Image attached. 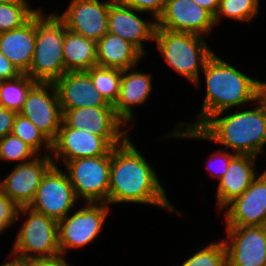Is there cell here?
Instances as JSON below:
<instances>
[{
  "label": "cell",
  "instance_id": "cell-1",
  "mask_svg": "<svg viewBox=\"0 0 266 266\" xmlns=\"http://www.w3.org/2000/svg\"><path fill=\"white\" fill-rule=\"evenodd\" d=\"M255 105V106H254ZM245 108V109H244ZM242 107L209 117L198 129L178 126L166 132L165 139H197L220 144L238 155L258 157L266 146V105L259 98L253 108Z\"/></svg>",
  "mask_w": 266,
  "mask_h": 266
},
{
  "label": "cell",
  "instance_id": "cell-2",
  "mask_svg": "<svg viewBox=\"0 0 266 266\" xmlns=\"http://www.w3.org/2000/svg\"><path fill=\"white\" fill-rule=\"evenodd\" d=\"M132 142L129 136L111 150L108 205H152L180 216L182 213L167 198L152 162Z\"/></svg>",
  "mask_w": 266,
  "mask_h": 266
},
{
  "label": "cell",
  "instance_id": "cell-3",
  "mask_svg": "<svg viewBox=\"0 0 266 266\" xmlns=\"http://www.w3.org/2000/svg\"><path fill=\"white\" fill-rule=\"evenodd\" d=\"M214 53L206 62L203 73L205 77L206 94L199 113L190 123L177 122L178 126L198 129L214 114L234 108L250 105L260 95V80L249 77L243 71ZM248 104V105H247Z\"/></svg>",
  "mask_w": 266,
  "mask_h": 266
},
{
  "label": "cell",
  "instance_id": "cell-4",
  "mask_svg": "<svg viewBox=\"0 0 266 266\" xmlns=\"http://www.w3.org/2000/svg\"><path fill=\"white\" fill-rule=\"evenodd\" d=\"M206 39L192 33L156 28L154 43L169 68L180 77H186L199 90L200 71L215 53Z\"/></svg>",
  "mask_w": 266,
  "mask_h": 266
},
{
  "label": "cell",
  "instance_id": "cell-5",
  "mask_svg": "<svg viewBox=\"0 0 266 266\" xmlns=\"http://www.w3.org/2000/svg\"><path fill=\"white\" fill-rule=\"evenodd\" d=\"M36 13V42L27 75L35 82L55 83L66 73L63 55L65 23L55 12Z\"/></svg>",
  "mask_w": 266,
  "mask_h": 266
},
{
  "label": "cell",
  "instance_id": "cell-6",
  "mask_svg": "<svg viewBox=\"0 0 266 266\" xmlns=\"http://www.w3.org/2000/svg\"><path fill=\"white\" fill-rule=\"evenodd\" d=\"M24 215V216H23ZM10 250V255L30 259H50L60 256L58 221L28 206L20 207L17 221L23 219Z\"/></svg>",
  "mask_w": 266,
  "mask_h": 266
},
{
  "label": "cell",
  "instance_id": "cell-7",
  "mask_svg": "<svg viewBox=\"0 0 266 266\" xmlns=\"http://www.w3.org/2000/svg\"><path fill=\"white\" fill-rule=\"evenodd\" d=\"M84 205L77 206L78 209L73 213L70 212L58 221V246L64 257L70 249H81L93 243L102 233L112 210L107 203Z\"/></svg>",
  "mask_w": 266,
  "mask_h": 266
},
{
  "label": "cell",
  "instance_id": "cell-8",
  "mask_svg": "<svg viewBox=\"0 0 266 266\" xmlns=\"http://www.w3.org/2000/svg\"><path fill=\"white\" fill-rule=\"evenodd\" d=\"M111 151L104 156L77 158L62 167L83 203H107L110 183Z\"/></svg>",
  "mask_w": 266,
  "mask_h": 266
},
{
  "label": "cell",
  "instance_id": "cell-9",
  "mask_svg": "<svg viewBox=\"0 0 266 266\" xmlns=\"http://www.w3.org/2000/svg\"><path fill=\"white\" fill-rule=\"evenodd\" d=\"M53 165L42 177L28 207L57 221L76 208L79 202L67 173Z\"/></svg>",
  "mask_w": 266,
  "mask_h": 266
},
{
  "label": "cell",
  "instance_id": "cell-10",
  "mask_svg": "<svg viewBox=\"0 0 266 266\" xmlns=\"http://www.w3.org/2000/svg\"><path fill=\"white\" fill-rule=\"evenodd\" d=\"M62 121L71 128L105 138L113 147L121 145L131 134L116 115L114 107H81L62 110Z\"/></svg>",
  "mask_w": 266,
  "mask_h": 266
},
{
  "label": "cell",
  "instance_id": "cell-11",
  "mask_svg": "<svg viewBox=\"0 0 266 266\" xmlns=\"http://www.w3.org/2000/svg\"><path fill=\"white\" fill-rule=\"evenodd\" d=\"M19 113L28 118L53 142L63 117L55 84L36 82L27 93Z\"/></svg>",
  "mask_w": 266,
  "mask_h": 266
},
{
  "label": "cell",
  "instance_id": "cell-12",
  "mask_svg": "<svg viewBox=\"0 0 266 266\" xmlns=\"http://www.w3.org/2000/svg\"><path fill=\"white\" fill-rule=\"evenodd\" d=\"M227 266H263L266 263L265 226H226Z\"/></svg>",
  "mask_w": 266,
  "mask_h": 266
},
{
  "label": "cell",
  "instance_id": "cell-13",
  "mask_svg": "<svg viewBox=\"0 0 266 266\" xmlns=\"http://www.w3.org/2000/svg\"><path fill=\"white\" fill-rule=\"evenodd\" d=\"M111 4L112 0H70L61 14L54 12L68 30L97 42L107 33Z\"/></svg>",
  "mask_w": 266,
  "mask_h": 266
},
{
  "label": "cell",
  "instance_id": "cell-14",
  "mask_svg": "<svg viewBox=\"0 0 266 266\" xmlns=\"http://www.w3.org/2000/svg\"><path fill=\"white\" fill-rule=\"evenodd\" d=\"M114 147L103 137L93 135L83 129L68 127L63 121L56 139L52 142L51 158L60 167L77 158L104 156Z\"/></svg>",
  "mask_w": 266,
  "mask_h": 266
},
{
  "label": "cell",
  "instance_id": "cell-15",
  "mask_svg": "<svg viewBox=\"0 0 266 266\" xmlns=\"http://www.w3.org/2000/svg\"><path fill=\"white\" fill-rule=\"evenodd\" d=\"M14 168L0 179V190L19 207L29 206L33 201L42 177L54 165L51 155H38L36 158Z\"/></svg>",
  "mask_w": 266,
  "mask_h": 266
},
{
  "label": "cell",
  "instance_id": "cell-16",
  "mask_svg": "<svg viewBox=\"0 0 266 266\" xmlns=\"http://www.w3.org/2000/svg\"><path fill=\"white\" fill-rule=\"evenodd\" d=\"M141 14L148 13L131 8L120 0H112L107 32L130 42L146 57L144 42L154 43L157 20L152 17L151 20L143 19Z\"/></svg>",
  "mask_w": 266,
  "mask_h": 266
},
{
  "label": "cell",
  "instance_id": "cell-17",
  "mask_svg": "<svg viewBox=\"0 0 266 266\" xmlns=\"http://www.w3.org/2000/svg\"><path fill=\"white\" fill-rule=\"evenodd\" d=\"M216 27L214 16L193 0H167L157 27L209 37Z\"/></svg>",
  "mask_w": 266,
  "mask_h": 266
},
{
  "label": "cell",
  "instance_id": "cell-18",
  "mask_svg": "<svg viewBox=\"0 0 266 266\" xmlns=\"http://www.w3.org/2000/svg\"><path fill=\"white\" fill-rule=\"evenodd\" d=\"M225 209V211H224ZM226 226L266 225V169L222 210Z\"/></svg>",
  "mask_w": 266,
  "mask_h": 266
},
{
  "label": "cell",
  "instance_id": "cell-19",
  "mask_svg": "<svg viewBox=\"0 0 266 266\" xmlns=\"http://www.w3.org/2000/svg\"><path fill=\"white\" fill-rule=\"evenodd\" d=\"M137 66L122 70L119 96L113 105L116 115L130 128L135 124L134 108L143 106L153 93L151 73L137 70Z\"/></svg>",
  "mask_w": 266,
  "mask_h": 266
},
{
  "label": "cell",
  "instance_id": "cell-20",
  "mask_svg": "<svg viewBox=\"0 0 266 266\" xmlns=\"http://www.w3.org/2000/svg\"><path fill=\"white\" fill-rule=\"evenodd\" d=\"M54 84L61 110L81 107H113L94 87L86 71L66 72Z\"/></svg>",
  "mask_w": 266,
  "mask_h": 266
},
{
  "label": "cell",
  "instance_id": "cell-21",
  "mask_svg": "<svg viewBox=\"0 0 266 266\" xmlns=\"http://www.w3.org/2000/svg\"><path fill=\"white\" fill-rule=\"evenodd\" d=\"M259 157L251 155H236L217 183L215 202L221 212L223 208L234 198L240 196L259 175L256 161Z\"/></svg>",
  "mask_w": 266,
  "mask_h": 266
},
{
  "label": "cell",
  "instance_id": "cell-22",
  "mask_svg": "<svg viewBox=\"0 0 266 266\" xmlns=\"http://www.w3.org/2000/svg\"><path fill=\"white\" fill-rule=\"evenodd\" d=\"M36 42V14L22 27L0 33V51L21 74H27Z\"/></svg>",
  "mask_w": 266,
  "mask_h": 266
},
{
  "label": "cell",
  "instance_id": "cell-23",
  "mask_svg": "<svg viewBox=\"0 0 266 266\" xmlns=\"http://www.w3.org/2000/svg\"><path fill=\"white\" fill-rule=\"evenodd\" d=\"M96 55L97 65L120 70L138 66L144 57L130 42L108 32L97 41Z\"/></svg>",
  "mask_w": 266,
  "mask_h": 266
},
{
  "label": "cell",
  "instance_id": "cell-24",
  "mask_svg": "<svg viewBox=\"0 0 266 266\" xmlns=\"http://www.w3.org/2000/svg\"><path fill=\"white\" fill-rule=\"evenodd\" d=\"M96 48V41L66 28L63 42L65 71H87L97 65Z\"/></svg>",
  "mask_w": 266,
  "mask_h": 266
},
{
  "label": "cell",
  "instance_id": "cell-25",
  "mask_svg": "<svg viewBox=\"0 0 266 266\" xmlns=\"http://www.w3.org/2000/svg\"><path fill=\"white\" fill-rule=\"evenodd\" d=\"M27 0H7L0 3V33L22 27L41 7H31Z\"/></svg>",
  "mask_w": 266,
  "mask_h": 266
},
{
  "label": "cell",
  "instance_id": "cell-26",
  "mask_svg": "<svg viewBox=\"0 0 266 266\" xmlns=\"http://www.w3.org/2000/svg\"><path fill=\"white\" fill-rule=\"evenodd\" d=\"M35 83L27 74L3 80L0 88V106L19 113L27 93Z\"/></svg>",
  "mask_w": 266,
  "mask_h": 266
},
{
  "label": "cell",
  "instance_id": "cell-27",
  "mask_svg": "<svg viewBox=\"0 0 266 266\" xmlns=\"http://www.w3.org/2000/svg\"><path fill=\"white\" fill-rule=\"evenodd\" d=\"M260 0H220L214 16L216 27L223 19L251 23L260 11Z\"/></svg>",
  "mask_w": 266,
  "mask_h": 266
},
{
  "label": "cell",
  "instance_id": "cell-28",
  "mask_svg": "<svg viewBox=\"0 0 266 266\" xmlns=\"http://www.w3.org/2000/svg\"><path fill=\"white\" fill-rule=\"evenodd\" d=\"M106 101L114 105L119 96L122 70L95 65L86 71Z\"/></svg>",
  "mask_w": 266,
  "mask_h": 266
},
{
  "label": "cell",
  "instance_id": "cell-29",
  "mask_svg": "<svg viewBox=\"0 0 266 266\" xmlns=\"http://www.w3.org/2000/svg\"><path fill=\"white\" fill-rule=\"evenodd\" d=\"M12 134L31 146L39 155H51L52 142L20 113L15 116Z\"/></svg>",
  "mask_w": 266,
  "mask_h": 266
},
{
  "label": "cell",
  "instance_id": "cell-30",
  "mask_svg": "<svg viewBox=\"0 0 266 266\" xmlns=\"http://www.w3.org/2000/svg\"><path fill=\"white\" fill-rule=\"evenodd\" d=\"M39 154L27 143L11 134L0 139V160L21 164L36 158Z\"/></svg>",
  "mask_w": 266,
  "mask_h": 266
},
{
  "label": "cell",
  "instance_id": "cell-31",
  "mask_svg": "<svg viewBox=\"0 0 266 266\" xmlns=\"http://www.w3.org/2000/svg\"><path fill=\"white\" fill-rule=\"evenodd\" d=\"M180 266H227L226 249L222 240L211 242L189 255Z\"/></svg>",
  "mask_w": 266,
  "mask_h": 266
},
{
  "label": "cell",
  "instance_id": "cell-32",
  "mask_svg": "<svg viewBox=\"0 0 266 266\" xmlns=\"http://www.w3.org/2000/svg\"><path fill=\"white\" fill-rule=\"evenodd\" d=\"M230 150L218 149L211 153L206 161V170L212 179L219 181L227 171L231 160L237 155Z\"/></svg>",
  "mask_w": 266,
  "mask_h": 266
},
{
  "label": "cell",
  "instance_id": "cell-33",
  "mask_svg": "<svg viewBox=\"0 0 266 266\" xmlns=\"http://www.w3.org/2000/svg\"><path fill=\"white\" fill-rule=\"evenodd\" d=\"M20 207L0 190V235L17 223ZM9 228V229H8Z\"/></svg>",
  "mask_w": 266,
  "mask_h": 266
},
{
  "label": "cell",
  "instance_id": "cell-34",
  "mask_svg": "<svg viewBox=\"0 0 266 266\" xmlns=\"http://www.w3.org/2000/svg\"><path fill=\"white\" fill-rule=\"evenodd\" d=\"M123 4L157 18L162 14L167 0H120Z\"/></svg>",
  "mask_w": 266,
  "mask_h": 266
},
{
  "label": "cell",
  "instance_id": "cell-35",
  "mask_svg": "<svg viewBox=\"0 0 266 266\" xmlns=\"http://www.w3.org/2000/svg\"><path fill=\"white\" fill-rule=\"evenodd\" d=\"M17 112L0 106V139L12 133Z\"/></svg>",
  "mask_w": 266,
  "mask_h": 266
},
{
  "label": "cell",
  "instance_id": "cell-36",
  "mask_svg": "<svg viewBox=\"0 0 266 266\" xmlns=\"http://www.w3.org/2000/svg\"><path fill=\"white\" fill-rule=\"evenodd\" d=\"M21 75L16 67L0 51V78L13 79Z\"/></svg>",
  "mask_w": 266,
  "mask_h": 266
},
{
  "label": "cell",
  "instance_id": "cell-37",
  "mask_svg": "<svg viewBox=\"0 0 266 266\" xmlns=\"http://www.w3.org/2000/svg\"><path fill=\"white\" fill-rule=\"evenodd\" d=\"M28 266H72L67 261V258L60 255L50 259H30Z\"/></svg>",
  "mask_w": 266,
  "mask_h": 266
},
{
  "label": "cell",
  "instance_id": "cell-38",
  "mask_svg": "<svg viewBox=\"0 0 266 266\" xmlns=\"http://www.w3.org/2000/svg\"><path fill=\"white\" fill-rule=\"evenodd\" d=\"M196 4L209 11L213 16L218 11L220 0H193Z\"/></svg>",
  "mask_w": 266,
  "mask_h": 266
},
{
  "label": "cell",
  "instance_id": "cell-39",
  "mask_svg": "<svg viewBox=\"0 0 266 266\" xmlns=\"http://www.w3.org/2000/svg\"><path fill=\"white\" fill-rule=\"evenodd\" d=\"M0 266H28V260L11 255L8 261L0 264Z\"/></svg>",
  "mask_w": 266,
  "mask_h": 266
},
{
  "label": "cell",
  "instance_id": "cell-40",
  "mask_svg": "<svg viewBox=\"0 0 266 266\" xmlns=\"http://www.w3.org/2000/svg\"><path fill=\"white\" fill-rule=\"evenodd\" d=\"M259 98L266 105V81H260V95Z\"/></svg>",
  "mask_w": 266,
  "mask_h": 266
},
{
  "label": "cell",
  "instance_id": "cell-41",
  "mask_svg": "<svg viewBox=\"0 0 266 266\" xmlns=\"http://www.w3.org/2000/svg\"><path fill=\"white\" fill-rule=\"evenodd\" d=\"M2 82H3V79L0 78V88H1Z\"/></svg>",
  "mask_w": 266,
  "mask_h": 266
}]
</instances>
